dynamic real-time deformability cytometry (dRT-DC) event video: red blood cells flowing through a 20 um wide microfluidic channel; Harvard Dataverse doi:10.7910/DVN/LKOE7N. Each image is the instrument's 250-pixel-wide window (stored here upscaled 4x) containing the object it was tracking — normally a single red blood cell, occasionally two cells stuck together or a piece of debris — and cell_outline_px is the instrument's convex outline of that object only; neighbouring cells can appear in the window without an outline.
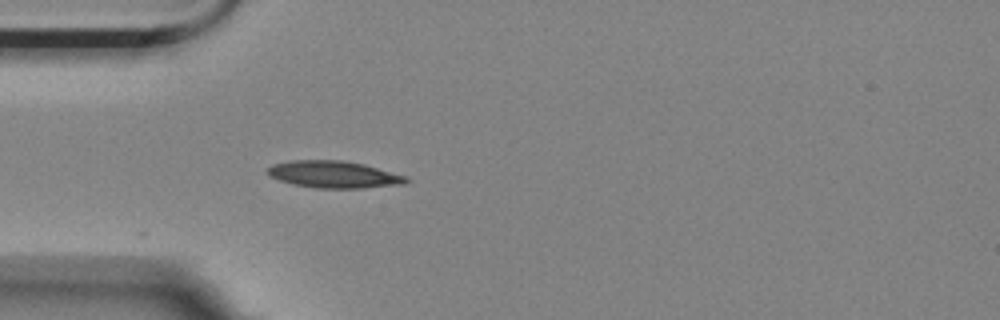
{"species": "Egyptian fruit bat (a non-hibernating species)", "species_latin": "Rousettus aegyptiacus", "temperature_condition": "room temperature", "stored_images_in_passage": 3, "camera_frame_rate_fps": 3000, "um_per_image_px": 0.085, "animal": {"sex": "female"}, "frame": {"image": 1, "passage_image": 1, "time_ms": 0.0, "image_size_px": [1000, 320], "cell_outline_px": [[412, 180], [404, 184], [364, 188], [316, 188], [292, 184], [268, 176], [268, 168], [272, 164], [288, 160], [344, 160], [364, 164], [408, 176]], "centroid_in_image_um": [28.41, 14.82], "position_along_channel_um": 56.6, "area_um2": 22.08}}